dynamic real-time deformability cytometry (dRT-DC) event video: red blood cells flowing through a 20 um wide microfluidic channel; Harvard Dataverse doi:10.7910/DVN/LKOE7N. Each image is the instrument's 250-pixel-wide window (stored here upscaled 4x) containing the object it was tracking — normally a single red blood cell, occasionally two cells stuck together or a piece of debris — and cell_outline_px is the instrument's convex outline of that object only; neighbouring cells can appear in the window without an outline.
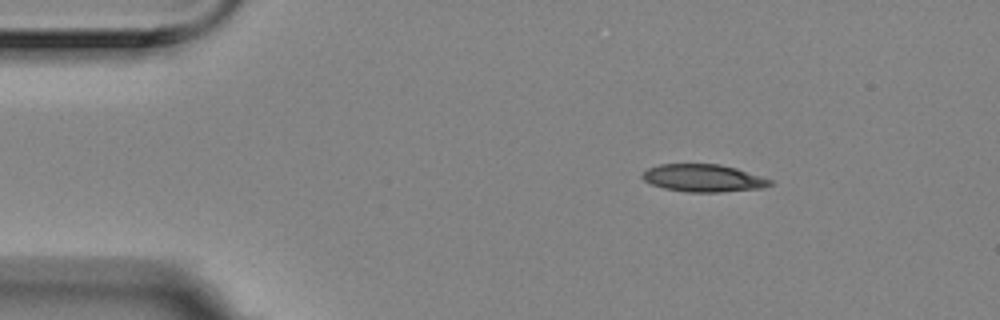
{"species": "Egyptian fruit bat (a non-hibernating species)", "species_latin": "Rousettus aegyptiacus", "temperature_condition": "room temperature", "stored_images_in_passage": 3, "camera_frame_rate_fps": 3000, "um_per_image_px": 0.085, "animal": {"sex": "female"}, "frame": {"image": 1, "passage_image": 1, "time_ms": 0.0, "image_size_px": [1000, 320], "cell_outline_px": [[772, 184], [764, 188], [720, 192], [688, 192], [664, 188], [652, 184], [644, 180], [640, 176], [648, 168], [660, 164], [720, 164], [736, 168], [772, 180]], "centroid_in_image_um": [59.78, 15.14], "position_along_channel_um": 25.2, "area_um2": 20.4}}